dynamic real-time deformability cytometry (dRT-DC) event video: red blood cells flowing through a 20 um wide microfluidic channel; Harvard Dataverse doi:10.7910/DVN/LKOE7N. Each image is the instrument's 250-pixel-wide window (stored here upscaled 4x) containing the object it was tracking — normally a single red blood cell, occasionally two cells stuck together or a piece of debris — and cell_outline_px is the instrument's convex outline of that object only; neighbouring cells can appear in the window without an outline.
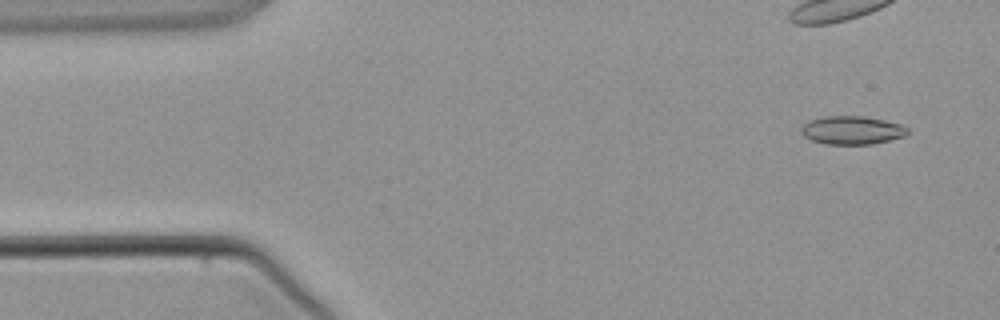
{"species": "common noctule bat (a hibernating species)", "species_latin": "Nyctalus noctula", "temperature_condition": "warm", "stored_images_in_passage": 3, "camera_frame_rate_fps": 3000, "um_per_image_px": 0.085, "animal": {"sex": "male", "body_mass_g": 21.5, "forearm_length_mm": 52.0}, "frame": {"image": 1, "passage_image": 1, "time_ms": 0.0, "image_size_px": [1000, 320], "cell_outline_px": [[908, 132], [904, 136], [872, 144], [824, 144], [812, 140], [804, 136], [800, 132], [800, 128], [808, 120], [824, 116], [864, 116], [884, 120], [900, 124], [908, 128]], "centroid_in_image_um": [72.38, 11.06], "position_along_channel_um": 12.6, "area_um2": 17.57}}